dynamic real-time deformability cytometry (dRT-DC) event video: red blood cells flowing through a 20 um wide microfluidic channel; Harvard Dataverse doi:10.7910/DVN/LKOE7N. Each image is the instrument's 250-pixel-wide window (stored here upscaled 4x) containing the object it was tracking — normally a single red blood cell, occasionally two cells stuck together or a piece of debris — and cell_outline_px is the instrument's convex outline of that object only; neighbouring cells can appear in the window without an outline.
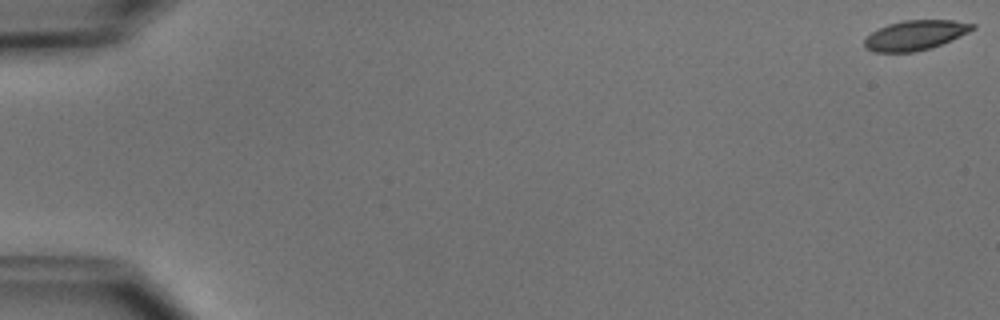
{"species": "common noctule bat (a hibernating species)", "species_latin": "Nyctalus noctula", "temperature_condition": "cold", "stored_images_in_passage": 7, "camera_frame_rate_fps": 3000, "um_per_image_px": 0.085, "animal": {"sex": "male", "body_mass_g": 15.6}, "frame": {"image": 1, "passage_image": 1, "time_ms": 0.0, "image_size_px": [1000, 320], "cell_outline_px": [[976, 28], [968, 32], [932, 48], [916, 52], [872, 52], [864, 48], [864, 40], [872, 32], [888, 24], [904, 20], [952, 20], [976, 24]], "centroid_in_image_um": [77.78, 3.0], "position_along_channel_um": 7.2, "area_um2": 18.73}}
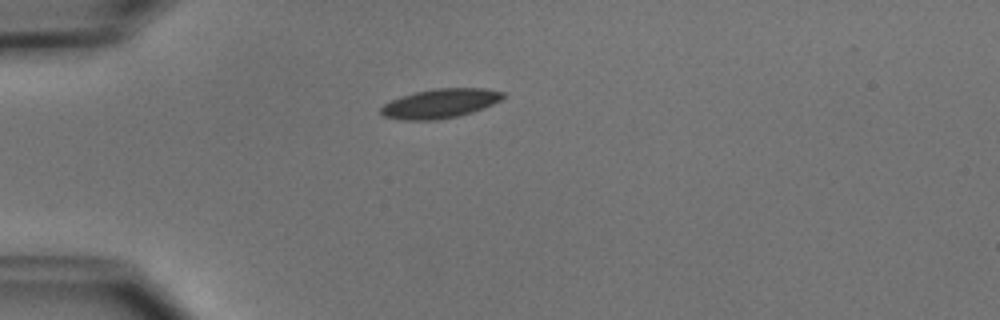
{"frame": {"image": 2, "passage_image": 4, "time_ms": 4.667, "image_size_px": [1000, 320], "cell_outline_px": [[504, 96], [500, 100], [484, 108], [472, 112], [456, 116], [436, 120], [400, 120], [384, 116], [380, 112], [380, 108], [384, 104], [400, 96], [432, 88], [484, 88], [504, 92]], "centroid_in_image_um": [37.39, 8.79], "position_along_channel_um": 47.6, "area_um2": 20.81}}
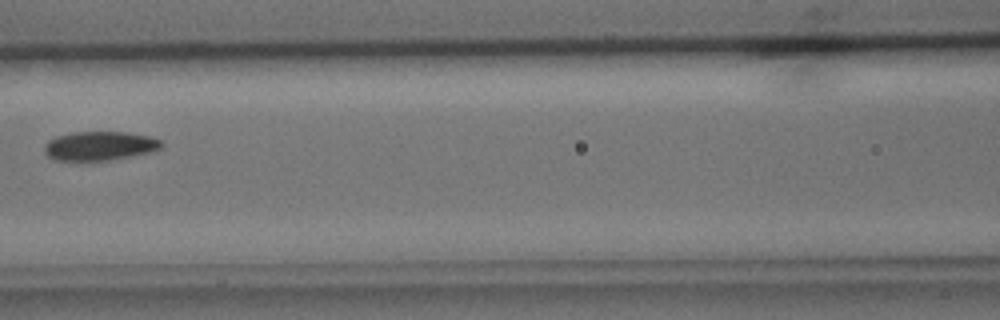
{"frame": {"image": 3, "passage_image": 7, "time_ms": 8.0, "image_size_px": [1000, 320], "cell_outline_px": [[164, 144], [160, 148], [148, 152], [108, 160], [56, 160], [48, 156], [44, 152], [44, 144], [48, 140], [56, 136], [72, 132], [128, 132], [148, 136], [160, 140]], "centroid_in_image_um": [8.43, 12.38], "position_along_channel_um": 158.2, "area_um2": 19.59}}